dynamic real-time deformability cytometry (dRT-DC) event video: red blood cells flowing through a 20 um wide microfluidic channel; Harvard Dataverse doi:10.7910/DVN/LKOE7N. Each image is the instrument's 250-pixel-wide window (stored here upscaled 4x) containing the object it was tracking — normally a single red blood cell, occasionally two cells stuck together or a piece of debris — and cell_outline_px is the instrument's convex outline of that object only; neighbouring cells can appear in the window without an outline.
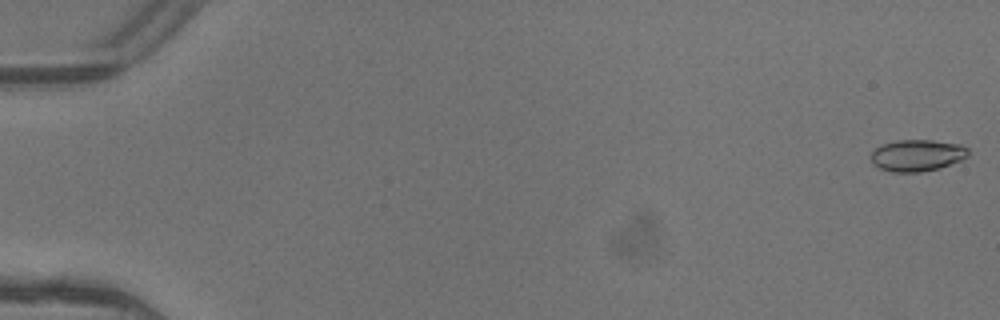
{"species": "common noctule bat (a hibernating species)", "species_latin": "Nyctalus noctula", "temperature_condition": "warm", "stored_images_in_passage": 4, "camera_frame_rate_fps": 3000, "um_per_image_px": 0.085, "animal": {"sex": "female"}, "frame": {"image": 1, "passage_image": 1, "time_ms": 0.0, "image_size_px": [1000, 320], "cell_outline_px": [[968, 156], [960, 160], [940, 168], [920, 172], [892, 172], [880, 168], [872, 164], [872, 152], [880, 144], [896, 140], [932, 140], [960, 144], [968, 148]], "centroid_in_image_um": [77.95, 13.2], "position_along_channel_um": 7.1, "area_um2": 17.98}}